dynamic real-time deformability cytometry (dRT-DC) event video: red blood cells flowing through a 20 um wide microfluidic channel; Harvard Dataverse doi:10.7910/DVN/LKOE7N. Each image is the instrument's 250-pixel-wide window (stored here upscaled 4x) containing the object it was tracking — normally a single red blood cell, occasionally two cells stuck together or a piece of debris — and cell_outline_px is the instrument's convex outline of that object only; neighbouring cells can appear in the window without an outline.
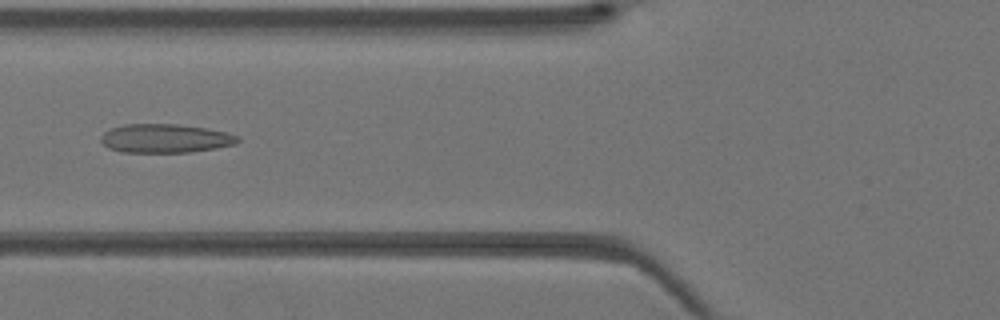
{"species": "Egyptian fruit bat (a non-hibernating species)", "species_latin": "Rousettus aegyptiacus", "temperature_condition": "warm", "stored_images_in_passage": 13, "camera_frame_rate_fps": 3000, "um_per_image_px": 0.085, "animal": {"sex": "female"}, "frame": {"image": 1, "passage_image": 4, "time_ms": 1.0, "image_size_px": [1000, 320], "cell_outline_px": [[240, 140], [236, 144], [216, 148], [192, 152], [120, 152], [108, 148], [100, 140], [100, 136], [104, 132], [112, 128], [124, 124], [180, 124], [204, 128], [224, 132], [240, 136]], "centroid_in_image_um": [14.04, 11.77], "position_along_channel_um": 111.8, "area_um2": 23.0}}
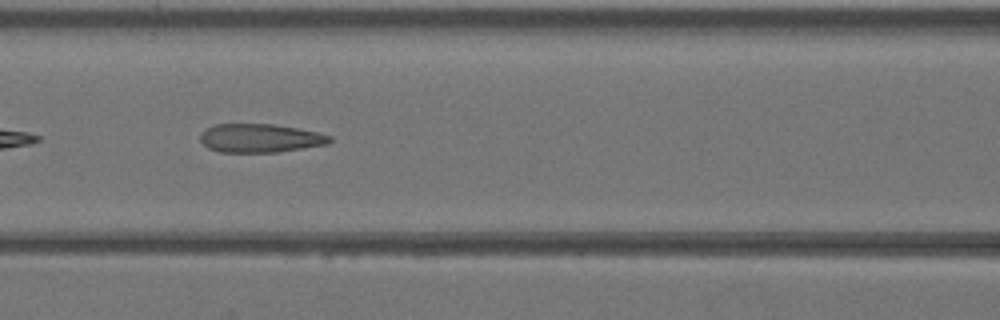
{"frame": {"image": 2, "passage_image": 6, "time_ms": 1.667, "image_size_px": [1000, 320], "cell_outline_px": [[332, 140], [328, 144], [276, 152], [220, 152], [208, 148], [200, 140], [200, 132], [204, 128], [216, 124], [276, 124], [316, 132], [332, 136]], "centroid_in_image_um": [22.07, 11.73], "position_along_channel_um": 144.5, "area_um2": 21.62}}